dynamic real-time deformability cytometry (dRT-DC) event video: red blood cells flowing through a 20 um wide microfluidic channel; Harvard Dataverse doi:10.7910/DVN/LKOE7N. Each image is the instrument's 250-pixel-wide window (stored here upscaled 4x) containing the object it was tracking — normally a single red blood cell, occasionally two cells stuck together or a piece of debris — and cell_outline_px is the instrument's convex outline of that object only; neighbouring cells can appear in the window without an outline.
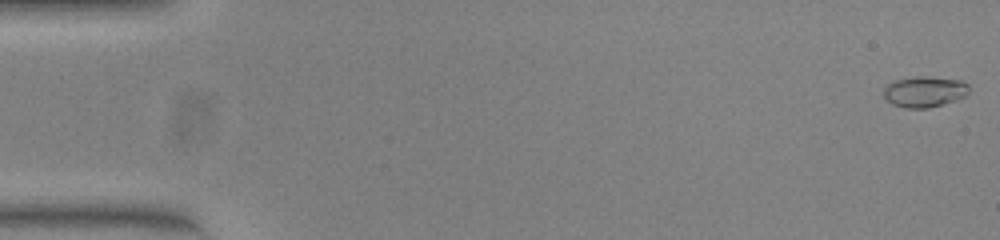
{"species": "common noctule bat (a hibernating species)", "species_latin": "Nyctalus noctula", "temperature_condition": "warm", "stored_images_in_passage": 54, "camera_frame_rate_fps": 3000, "um_per_image_px": 0.085, "animal": {"sex": "female", "body_mass_g": 23.0, "forearm_length_mm": 53.4}, "frame": {"image": 1, "passage_image": 1, "time_ms": 0.0, "image_size_px": [1000, 240], "cell_outline_px": [[968, 96], [944, 104], [928, 108], [904, 108], [892, 104], [884, 96], [884, 88], [892, 80], [916, 76], [924, 76], [960, 80], [968, 84]], "centroid_in_image_um": [78.59, 7.79], "position_along_channel_um": 6.4, "area_um2": 15.49}}
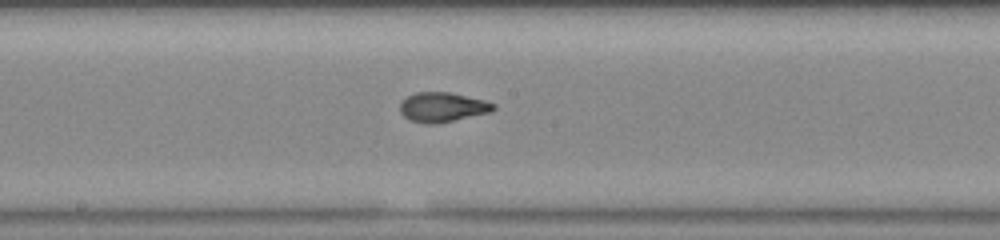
{"frame": {"image": 2, "passage_image": 29, "time_ms": 9.333, "image_size_px": [1000, 240], "cell_outline_px": [[496, 108], [492, 112], [436, 124], [424, 124], [408, 120], [400, 112], [400, 100], [416, 92], [448, 92], [484, 100], [496, 104]], "centroid_in_image_um": [37.59, 9.12], "position_along_channel_um": 210.6, "area_um2": 16.3}}
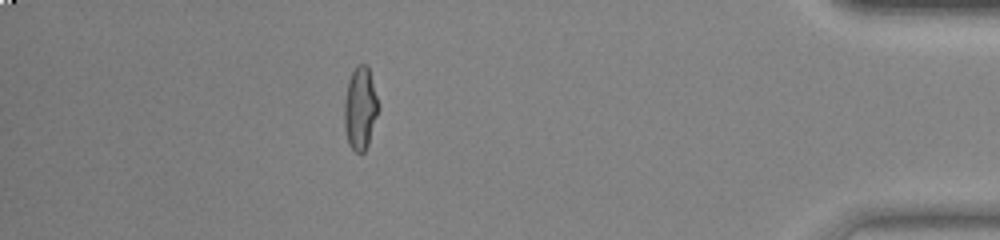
{"frame": {"image": 3, "passage_image": 48, "time_ms": 15.667, "image_size_px": [1000, 240], "cell_outline_px": [[380, 108], [368, 144], [364, 152], [356, 152], [348, 144], [344, 128], [344, 104], [348, 80], [356, 64], [364, 64], [368, 68], [380, 104]], "centroid_in_image_um": [30.62, 9.21], "position_along_channel_um": 404.6, "area_um2": 16.59}, "authors_computed_cell_mechanics": {"area_um2": 15.9239, "velocity_mm_per_s": 3.8316, "shape_relaxation_time_tau1_ms": 6.1875, "shape_relaxation_time_tau2_ms": null, "deformation_change_tau1": 0.2462, "deformation_change_tau2": null}}